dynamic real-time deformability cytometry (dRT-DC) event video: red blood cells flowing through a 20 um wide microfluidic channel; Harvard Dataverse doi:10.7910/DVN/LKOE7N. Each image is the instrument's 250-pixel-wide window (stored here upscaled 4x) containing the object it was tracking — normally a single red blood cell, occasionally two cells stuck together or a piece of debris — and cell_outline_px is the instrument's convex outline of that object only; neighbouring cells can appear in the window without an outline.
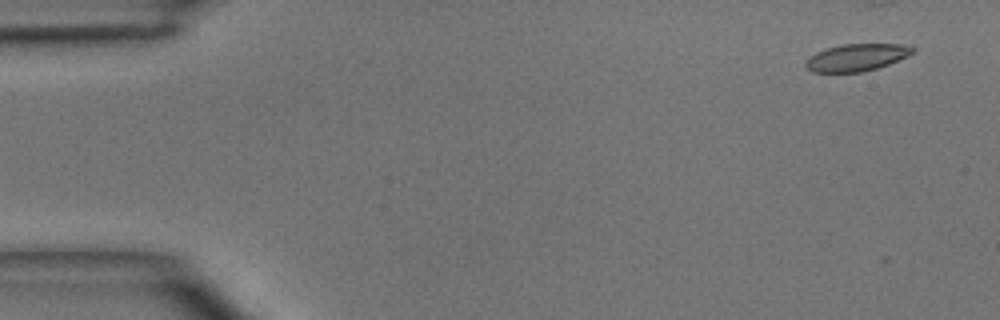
{"species": "common noctule bat (a hibernating species)", "species_latin": "Nyctalus noctula", "temperature_condition": "room temperature", "stored_images_in_passage": 4, "camera_frame_rate_fps": 3000, "um_per_image_px": 0.085, "animal": {"sex": "male", "body_mass_g": 15.6}, "frame": {"image": 1, "passage_image": 1, "time_ms": 0.0, "image_size_px": [1000, 320], "cell_outline_px": [[916, 52], [908, 56], [888, 64], [864, 72], [812, 72], [804, 64], [816, 52], [840, 44], [904, 44], [916, 48]], "centroid_in_image_um": [72.87, 4.87], "position_along_channel_um": 12.1, "area_um2": 16.88}}
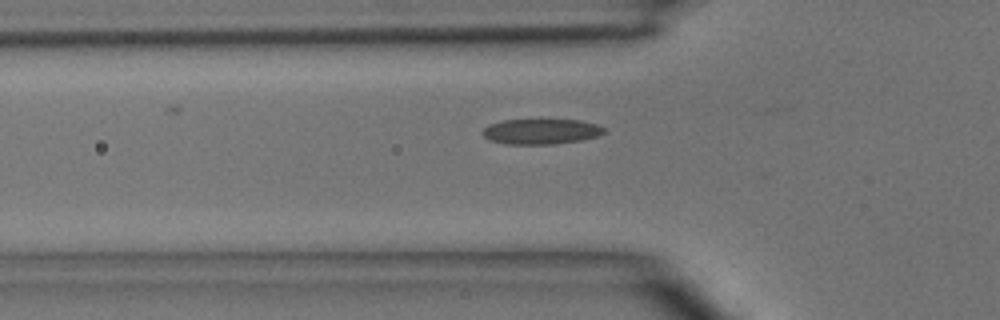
{"frame": {"image": 2, "passage_image": 4, "time_ms": 4.333, "image_size_px": [1000, 320], "cell_outline_px": [[604, 132], [596, 136], [580, 140], [552, 144], [508, 144], [488, 140], [480, 132], [488, 124], [500, 120], [548, 116], [580, 120], [596, 124], [604, 128]], "centroid_in_image_um": [45.93, 11.11], "position_along_channel_um": 79.9, "area_um2": 19.02}}